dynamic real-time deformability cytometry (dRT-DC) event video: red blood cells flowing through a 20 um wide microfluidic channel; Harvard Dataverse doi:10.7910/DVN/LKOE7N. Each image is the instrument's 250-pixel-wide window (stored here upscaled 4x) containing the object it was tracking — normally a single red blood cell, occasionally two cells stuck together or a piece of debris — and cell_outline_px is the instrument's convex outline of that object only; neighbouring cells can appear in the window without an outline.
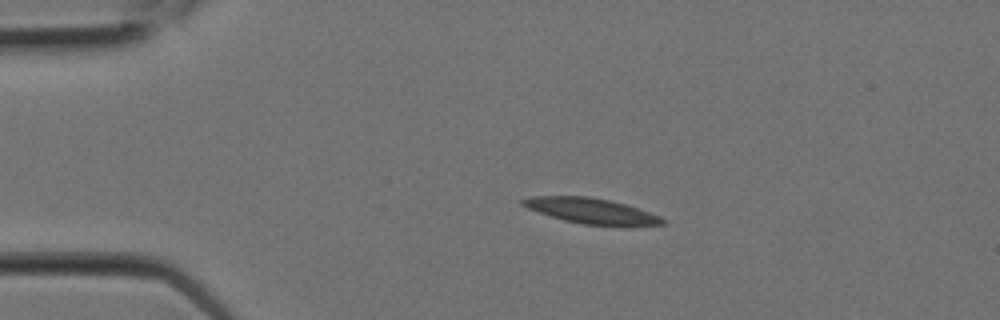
{"species": "Egyptian fruit bat (a non-hibernating species)", "species_latin": "Rousettus aegyptiacus", "temperature_condition": "room temperature", "stored_images_in_passage": 6, "camera_frame_rate_fps": 3000, "um_per_image_px": 0.085, "animal": {"sex": "female"}, "frame": {"image": 1, "passage_image": 4, "time_ms": 1.0, "image_size_px": [1000, 320], "cell_outline_px": [[668, 224], [584, 224], [564, 220], [528, 208], [520, 204], [520, 200], [532, 196], [588, 196], [612, 200], [660, 216], [668, 220]], "centroid_in_image_um": [50.22, 17.89], "position_along_channel_um": 34.8, "area_um2": 20.06}}